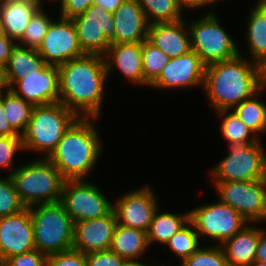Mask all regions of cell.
I'll use <instances>...</instances> for the list:
<instances>
[{"label":"cell","instance_id":"obj_1","mask_svg":"<svg viewBox=\"0 0 266 266\" xmlns=\"http://www.w3.org/2000/svg\"><path fill=\"white\" fill-rule=\"evenodd\" d=\"M58 69L59 102L79 118H100L108 80L105 57L86 54Z\"/></svg>","mask_w":266,"mask_h":266},{"label":"cell","instance_id":"obj_2","mask_svg":"<svg viewBox=\"0 0 266 266\" xmlns=\"http://www.w3.org/2000/svg\"><path fill=\"white\" fill-rule=\"evenodd\" d=\"M264 85L263 67L240 54L205 67L203 89L214 111L231 110Z\"/></svg>","mask_w":266,"mask_h":266},{"label":"cell","instance_id":"obj_3","mask_svg":"<svg viewBox=\"0 0 266 266\" xmlns=\"http://www.w3.org/2000/svg\"><path fill=\"white\" fill-rule=\"evenodd\" d=\"M94 119L78 117L47 158L65 180L85 179L99 160L103 148Z\"/></svg>","mask_w":266,"mask_h":266},{"label":"cell","instance_id":"obj_4","mask_svg":"<svg viewBox=\"0 0 266 266\" xmlns=\"http://www.w3.org/2000/svg\"><path fill=\"white\" fill-rule=\"evenodd\" d=\"M9 175L25 207L60 202L65 179L47 158L37 157Z\"/></svg>","mask_w":266,"mask_h":266},{"label":"cell","instance_id":"obj_5","mask_svg":"<svg viewBox=\"0 0 266 266\" xmlns=\"http://www.w3.org/2000/svg\"><path fill=\"white\" fill-rule=\"evenodd\" d=\"M77 118L61 102L34 106L28 128L22 135L24 151H38L48 158Z\"/></svg>","mask_w":266,"mask_h":266},{"label":"cell","instance_id":"obj_6","mask_svg":"<svg viewBox=\"0 0 266 266\" xmlns=\"http://www.w3.org/2000/svg\"><path fill=\"white\" fill-rule=\"evenodd\" d=\"M29 209L34 245L39 252L49 256L72 249L74 221L60 202L34 205Z\"/></svg>","mask_w":266,"mask_h":266},{"label":"cell","instance_id":"obj_7","mask_svg":"<svg viewBox=\"0 0 266 266\" xmlns=\"http://www.w3.org/2000/svg\"><path fill=\"white\" fill-rule=\"evenodd\" d=\"M215 11H208L199 19L187 22L191 34V50L205 65L232 59L240 54L233 37L223 28Z\"/></svg>","mask_w":266,"mask_h":266},{"label":"cell","instance_id":"obj_8","mask_svg":"<svg viewBox=\"0 0 266 266\" xmlns=\"http://www.w3.org/2000/svg\"><path fill=\"white\" fill-rule=\"evenodd\" d=\"M228 144L229 153L210 170L213 182L266 178V152L260 139L254 144Z\"/></svg>","mask_w":266,"mask_h":266},{"label":"cell","instance_id":"obj_9","mask_svg":"<svg viewBox=\"0 0 266 266\" xmlns=\"http://www.w3.org/2000/svg\"><path fill=\"white\" fill-rule=\"evenodd\" d=\"M189 212L190 222L200 238H210L214 245L221 246L249 224L235 209L219 200L192 208Z\"/></svg>","mask_w":266,"mask_h":266},{"label":"cell","instance_id":"obj_10","mask_svg":"<svg viewBox=\"0 0 266 266\" xmlns=\"http://www.w3.org/2000/svg\"><path fill=\"white\" fill-rule=\"evenodd\" d=\"M212 184L221 203L231 206L251 224L266 223V178Z\"/></svg>","mask_w":266,"mask_h":266},{"label":"cell","instance_id":"obj_11","mask_svg":"<svg viewBox=\"0 0 266 266\" xmlns=\"http://www.w3.org/2000/svg\"><path fill=\"white\" fill-rule=\"evenodd\" d=\"M60 203L75 222L101 218L113 210V203L87 179L65 180Z\"/></svg>","mask_w":266,"mask_h":266},{"label":"cell","instance_id":"obj_12","mask_svg":"<svg viewBox=\"0 0 266 266\" xmlns=\"http://www.w3.org/2000/svg\"><path fill=\"white\" fill-rule=\"evenodd\" d=\"M82 51L87 55L105 56L114 44V18L102 6L93 4L72 18Z\"/></svg>","mask_w":266,"mask_h":266},{"label":"cell","instance_id":"obj_13","mask_svg":"<svg viewBox=\"0 0 266 266\" xmlns=\"http://www.w3.org/2000/svg\"><path fill=\"white\" fill-rule=\"evenodd\" d=\"M37 51L47 65L56 67L86 55L80 46L74 22L61 16L58 21L51 22Z\"/></svg>","mask_w":266,"mask_h":266},{"label":"cell","instance_id":"obj_14","mask_svg":"<svg viewBox=\"0 0 266 266\" xmlns=\"http://www.w3.org/2000/svg\"><path fill=\"white\" fill-rule=\"evenodd\" d=\"M158 198L149 185L126 192L113 202L117 223L147 232L159 207Z\"/></svg>","mask_w":266,"mask_h":266},{"label":"cell","instance_id":"obj_15","mask_svg":"<svg viewBox=\"0 0 266 266\" xmlns=\"http://www.w3.org/2000/svg\"><path fill=\"white\" fill-rule=\"evenodd\" d=\"M34 249L33 221L28 207L16 214L0 217V264Z\"/></svg>","mask_w":266,"mask_h":266},{"label":"cell","instance_id":"obj_16","mask_svg":"<svg viewBox=\"0 0 266 266\" xmlns=\"http://www.w3.org/2000/svg\"><path fill=\"white\" fill-rule=\"evenodd\" d=\"M206 65L199 55L191 50L181 56L170 58L159 76L149 85L158 89L202 87Z\"/></svg>","mask_w":266,"mask_h":266},{"label":"cell","instance_id":"obj_17","mask_svg":"<svg viewBox=\"0 0 266 266\" xmlns=\"http://www.w3.org/2000/svg\"><path fill=\"white\" fill-rule=\"evenodd\" d=\"M17 96L33 106L59 102V69L47 65L39 73H31L18 80L11 88Z\"/></svg>","mask_w":266,"mask_h":266},{"label":"cell","instance_id":"obj_18","mask_svg":"<svg viewBox=\"0 0 266 266\" xmlns=\"http://www.w3.org/2000/svg\"><path fill=\"white\" fill-rule=\"evenodd\" d=\"M116 224L113 210L101 218L75 222L72 248L84 254L109 250Z\"/></svg>","mask_w":266,"mask_h":266},{"label":"cell","instance_id":"obj_19","mask_svg":"<svg viewBox=\"0 0 266 266\" xmlns=\"http://www.w3.org/2000/svg\"><path fill=\"white\" fill-rule=\"evenodd\" d=\"M114 44L148 39L149 22L138 0H125L114 12Z\"/></svg>","mask_w":266,"mask_h":266},{"label":"cell","instance_id":"obj_20","mask_svg":"<svg viewBox=\"0 0 266 266\" xmlns=\"http://www.w3.org/2000/svg\"><path fill=\"white\" fill-rule=\"evenodd\" d=\"M148 40L169 58L191 51V34L185 19L149 25Z\"/></svg>","mask_w":266,"mask_h":266},{"label":"cell","instance_id":"obj_21","mask_svg":"<svg viewBox=\"0 0 266 266\" xmlns=\"http://www.w3.org/2000/svg\"><path fill=\"white\" fill-rule=\"evenodd\" d=\"M105 61L108 78L116 68L129 82L144 86L142 42L110 44Z\"/></svg>","mask_w":266,"mask_h":266},{"label":"cell","instance_id":"obj_22","mask_svg":"<svg viewBox=\"0 0 266 266\" xmlns=\"http://www.w3.org/2000/svg\"><path fill=\"white\" fill-rule=\"evenodd\" d=\"M249 223L240 232L226 240L222 249L229 266H250L255 260L260 227Z\"/></svg>","mask_w":266,"mask_h":266},{"label":"cell","instance_id":"obj_23","mask_svg":"<svg viewBox=\"0 0 266 266\" xmlns=\"http://www.w3.org/2000/svg\"><path fill=\"white\" fill-rule=\"evenodd\" d=\"M147 232L116 224L110 250L129 264H140L139 259L149 249Z\"/></svg>","mask_w":266,"mask_h":266},{"label":"cell","instance_id":"obj_24","mask_svg":"<svg viewBox=\"0 0 266 266\" xmlns=\"http://www.w3.org/2000/svg\"><path fill=\"white\" fill-rule=\"evenodd\" d=\"M46 66L37 49L16 45L3 67L6 88L10 89L18 80L31 73H39Z\"/></svg>","mask_w":266,"mask_h":266},{"label":"cell","instance_id":"obj_25","mask_svg":"<svg viewBox=\"0 0 266 266\" xmlns=\"http://www.w3.org/2000/svg\"><path fill=\"white\" fill-rule=\"evenodd\" d=\"M247 29L246 43L247 53L250 60L260 66L266 65V2H258L250 9Z\"/></svg>","mask_w":266,"mask_h":266},{"label":"cell","instance_id":"obj_26","mask_svg":"<svg viewBox=\"0 0 266 266\" xmlns=\"http://www.w3.org/2000/svg\"><path fill=\"white\" fill-rule=\"evenodd\" d=\"M39 8L34 4L6 0L0 5V21L5 35L18 42Z\"/></svg>","mask_w":266,"mask_h":266},{"label":"cell","instance_id":"obj_27","mask_svg":"<svg viewBox=\"0 0 266 266\" xmlns=\"http://www.w3.org/2000/svg\"><path fill=\"white\" fill-rule=\"evenodd\" d=\"M189 222V211L182 214L169 212L159 213L158 207L147 231L149 247L154 243L165 245L175 233L179 232Z\"/></svg>","mask_w":266,"mask_h":266},{"label":"cell","instance_id":"obj_28","mask_svg":"<svg viewBox=\"0 0 266 266\" xmlns=\"http://www.w3.org/2000/svg\"><path fill=\"white\" fill-rule=\"evenodd\" d=\"M263 89L266 86L231 109L257 137L266 133V103L256 98Z\"/></svg>","mask_w":266,"mask_h":266},{"label":"cell","instance_id":"obj_29","mask_svg":"<svg viewBox=\"0 0 266 266\" xmlns=\"http://www.w3.org/2000/svg\"><path fill=\"white\" fill-rule=\"evenodd\" d=\"M2 103L11 127L22 136L28 128L34 106L7 88L2 91Z\"/></svg>","mask_w":266,"mask_h":266},{"label":"cell","instance_id":"obj_30","mask_svg":"<svg viewBox=\"0 0 266 266\" xmlns=\"http://www.w3.org/2000/svg\"><path fill=\"white\" fill-rule=\"evenodd\" d=\"M222 118L220 132L227 143L254 144L259 138L232 110L216 111Z\"/></svg>","mask_w":266,"mask_h":266},{"label":"cell","instance_id":"obj_31","mask_svg":"<svg viewBox=\"0 0 266 266\" xmlns=\"http://www.w3.org/2000/svg\"><path fill=\"white\" fill-rule=\"evenodd\" d=\"M149 24L175 22L183 19L179 0H138Z\"/></svg>","mask_w":266,"mask_h":266},{"label":"cell","instance_id":"obj_32","mask_svg":"<svg viewBox=\"0 0 266 266\" xmlns=\"http://www.w3.org/2000/svg\"><path fill=\"white\" fill-rule=\"evenodd\" d=\"M200 241V236L194 225L189 222L179 232L175 233L164 246H168L170 251L180 258L179 262L181 263L201 247L199 245Z\"/></svg>","mask_w":266,"mask_h":266},{"label":"cell","instance_id":"obj_33","mask_svg":"<svg viewBox=\"0 0 266 266\" xmlns=\"http://www.w3.org/2000/svg\"><path fill=\"white\" fill-rule=\"evenodd\" d=\"M169 56L158 49L148 39L142 42V67L144 86H148L159 76L169 61Z\"/></svg>","mask_w":266,"mask_h":266},{"label":"cell","instance_id":"obj_34","mask_svg":"<svg viewBox=\"0 0 266 266\" xmlns=\"http://www.w3.org/2000/svg\"><path fill=\"white\" fill-rule=\"evenodd\" d=\"M45 11V9L41 8L35 12L17 45L38 49L53 21Z\"/></svg>","mask_w":266,"mask_h":266},{"label":"cell","instance_id":"obj_35","mask_svg":"<svg viewBox=\"0 0 266 266\" xmlns=\"http://www.w3.org/2000/svg\"><path fill=\"white\" fill-rule=\"evenodd\" d=\"M180 266H229L224 251L220 245L200 247L190 257L183 260Z\"/></svg>","mask_w":266,"mask_h":266},{"label":"cell","instance_id":"obj_36","mask_svg":"<svg viewBox=\"0 0 266 266\" xmlns=\"http://www.w3.org/2000/svg\"><path fill=\"white\" fill-rule=\"evenodd\" d=\"M24 208L11 176L0 177V217L16 214Z\"/></svg>","mask_w":266,"mask_h":266},{"label":"cell","instance_id":"obj_37","mask_svg":"<svg viewBox=\"0 0 266 266\" xmlns=\"http://www.w3.org/2000/svg\"><path fill=\"white\" fill-rule=\"evenodd\" d=\"M18 151H24L21 135L0 136V169H8L11 174L16 169L13 163Z\"/></svg>","mask_w":266,"mask_h":266},{"label":"cell","instance_id":"obj_38","mask_svg":"<svg viewBox=\"0 0 266 266\" xmlns=\"http://www.w3.org/2000/svg\"><path fill=\"white\" fill-rule=\"evenodd\" d=\"M47 266H88L85 254L75 249L47 256Z\"/></svg>","mask_w":266,"mask_h":266},{"label":"cell","instance_id":"obj_39","mask_svg":"<svg viewBox=\"0 0 266 266\" xmlns=\"http://www.w3.org/2000/svg\"><path fill=\"white\" fill-rule=\"evenodd\" d=\"M88 266H130L125 259L109 250L85 254Z\"/></svg>","mask_w":266,"mask_h":266},{"label":"cell","instance_id":"obj_40","mask_svg":"<svg viewBox=\"0 0 266 266\" xmlns=\"http://www.w3.org/2000/svg\"><path fill=\"white\" fill-rule=\"evenodd\" d=\"M2 266H47V256L34 249L8 258Z\"/></svg>","mask_w":266,"mask_h":266},{"label":"cell","instance_id":"obj_41","mask_svg":"<svg viewBox=\"0 0 266 266\" xmlns=\"http://www.w3.org/2000/svg\"><path fill=\"white\" fill-rule=\"evenodd\" d=\"M93 4L94 0H61L59 16L72 19L84 13Z\"/></svg>","mask_w":266,"mask_h":266},{"label":"cell","instance_id":"obj_42","mask_svg":"<svg viewBox=\"0 0 266 266\" xmlns=\"http://www.w3.org/2000/svg\"><path fill=\"white\" fill-rule=\"evenodd\" d=\"M16 45L17 42L10 39L7 35L0 38V67L3 68L7 64Z\"/></svg>","mask_w":266,"mask_h":266},{"label":"cell","instance_id":"obj_43","mask_svg":"<svg viewBox=\"0 0 266 266\" xmlns=\"http://www.w3.org/2000/svg\"><path fill=\"white\" fill-rule=\"evenodd\" d=\"M19 135L10 125L7 120L4 106L2 103V92L0 93V136H14Z\"/></svg>","mask_w":266,"mask_h":266},{"label":"cell","instance_id":"obj_44","mask_svg":"<svg viewBox=\"0 0 266 266\" xmlns=\"http://www.w3.org/2000/svg\"><path fill=\"white\" fill-rule=\"evenodd\" d=\"M255 260L266 263V230L261 227Z\"/></svg>","mask_w":266,"mask_h":266},{"label":"cell","instance_id":"obj_45","mask_svg":"<svg viewBox=\"0 0 266 266\" xmlns=\"http://www.w3.org/2000/svg\"><path fill=\"white\" fill-rule=\"evenodd\" d=\"M180 6L182 9L194 10L197 8H203L208 5L215 4V0H179Z\"/></svg>","mask_w":266,"mask_h":266},{"label":"cell","instance_id":"obj_46","mask_svg":"<svg viewBox=\"0 0 266 266\" xmlns=\"http://www.w3.org/2000/svg\"><path fill=\"white\" fill-rule=\"evenodd\" d=\"M125 0H94V4L102 6L105 10L113 13Z\"/></svg>","mask_w":266,"mask_h":266},{"label":"cell","instance_id":"obj_47","mask_svg":"<svg viewBox=\"0 0 266 266\" xmlns=\"http://www.w3.org/2000/svg\"><path fill=\"white\" fill-rule=\"evenodd\" d=\"M3 89H6V85L4 81L3 68L0 67V93L3 91Z\"/></svg>","mask_w":266,"mask_h":266},{"label":"cell","instance_id":"obj_48","mask_svg":"<svg viewBox=\"0 0 266 266\" xmlns=\"http://www.w3.org/2000/svg\"><path fill=\"white\" fill-rule=\"evenodd\" d=\"M14 1L34 4L40 9V0H14Z\"/></svg>","mask_w":266,"mask_h":266},{"label":"cell","instance_id":"obj_49","mask_svg":"<svg viewBox=\"0 0 266 266\" xmlns=\"http://www.w3.org/2000/svg\"><path fill=\"white\" fill-rule=\"evenodd\" d=\"M250 266H266V263L254 260Z\"/></svg>","mask_w":266,"mask_h":266},{"label":"cell","instance_id":"obj_50","mask_svg":"<svg viewBox=\"0 0 266 266\" xmlns=\"http://www.w3.org/2000/svg\"><path fill=\"white\" fill-rule=\"evenodd\" d=\"M5 36V32H4V29L1 25V21H0V38H3Z\"/></svg>","mask_w":266,"mask_h":266},{"label":"cell","instance_id":"obj_51","mask_svg":"<svg viewBox=\"0 0 266 266\" xmlns=\"http://www.w3.org/2000/svg\"><path fill=\"white\" fill-rule=\"evenodd\" d=\"M264 86H266V65L263 67Z\"/></svg>","mask_w":266,"mask_h":266},{"label":"cell","instance_id":"obj_52","mask_svg":"<svg viewBox=\"0 0 266 266\" xmlns=\"http://www.w3.org/2000/svg\"><path fill=\"white\" fill-rule=\"evenodd\" d=\"M46 1H47V0H46ZM48 1H52V2H53V1H59V2L61 3V0H48ZM42 4H44V3H43V0H40V9L43 8Z\"/></svg>","mask_w":266,"mask_h":266},{"label":"cell","instance_id":"obj_53","mask_svg":"<svg viewBox=\"0 0 266 266\" xmlns=\"http://www.w3.org/2000/svg\"><path fill=\"white\" fill-rule=\"evenodd\" d=\"M145 262H141L140 264H131L130 266H144Z\"/></svg>","mask_w":266,"mask_h":266},{"label":"cell","instance_id":"obj_54","mask_svg":"<svg viewBox=\"0 0 266 266\" xmlns=\"http://www.w3.org/2000/svg\"><path fill=\"white\" fill-rule=\"evenodd\" d=\"M144 266H149V265H147V264H144ZM150 266H152V265H150ZM153 266H167V265H165V264H161V265H153Z\"/></svg>","mask_w":266,"mask_h":266},{"label":"cell","instance_id":"obj_55","mask_svg":"<svg viewBox=\"0 0 266 266\" xmlns=\"http://www.w3.org/2000/svg\"><path fill=\"white\" fill-rule=\"evenodd\" d=\"M6 0H0V5L3 3V2H5Z\"/></svg>","mask_w":266,"mask_h":266}]
</instances>
